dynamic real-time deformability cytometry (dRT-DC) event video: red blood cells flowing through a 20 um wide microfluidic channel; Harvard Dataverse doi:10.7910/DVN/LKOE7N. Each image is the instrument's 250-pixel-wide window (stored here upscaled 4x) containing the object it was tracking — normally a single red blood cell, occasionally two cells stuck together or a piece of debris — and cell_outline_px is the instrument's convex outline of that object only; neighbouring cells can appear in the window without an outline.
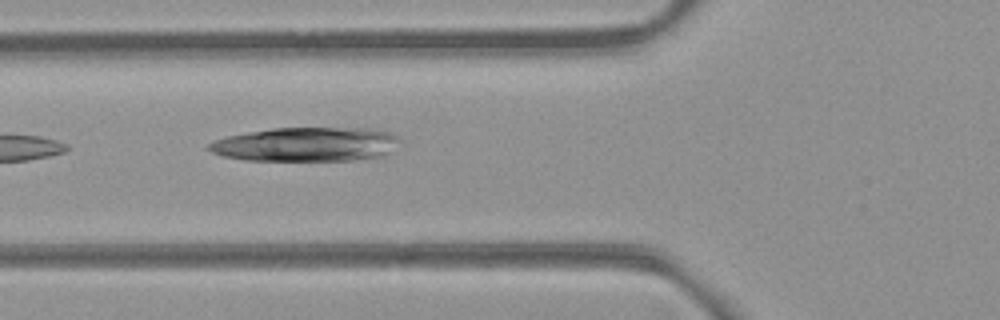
{"species": "common noctule bat (a hibernating species)", "species_latin": "Nyctalus noctula", "temperature_condition": "room temperature", "stored_images_in_passage": 2, "camera_frame_rate_fps": 3000, "um_per_image_px": 0.085, "animal": {"sex": "female", "body_mass_g": 21.9}, "frame": {"image": 1, "passage_image": 2, "time_ms": 0.333, "image_size_px": [1000, 320], "cell_outline_px": [[400, 140], [388, 152], [380, 156], [352, 160], [244, 160], [224, 156], [212, 152], [208, 148], [208, 144], [216, 140], [228, 136], [248, 132], [272, 128], [372, 128], [388, 132], [396, 136]], "centroid_in_image_um": [26.01, 12.26], "position_along_channel_um": 99.8, "area_um2": 37.57}}